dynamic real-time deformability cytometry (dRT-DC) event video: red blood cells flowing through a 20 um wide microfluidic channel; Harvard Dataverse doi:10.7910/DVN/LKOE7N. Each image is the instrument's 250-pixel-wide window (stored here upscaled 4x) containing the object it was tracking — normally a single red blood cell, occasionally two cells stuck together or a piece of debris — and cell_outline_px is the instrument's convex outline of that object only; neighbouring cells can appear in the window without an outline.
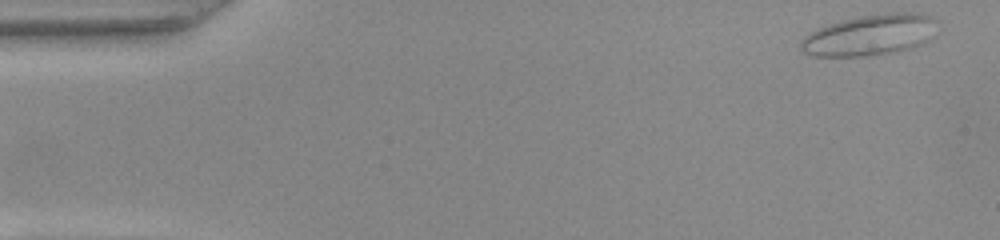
{"species": "common noctule bat (a hibernating species)", "species_latin": "Nyctalus noctula", "temperature_condition": "warm", "stored_images_in_passage": 50, "camera_frame_rate_fps": 3000, "um_per_image_px": 0.085, "animal": {"sex": "female", "body_mass_g": 22.0, "forearm_length_mm": 56.7}, "frame": {"image": 1, "passage_image": 1, "time_ms": 0.0, "image_size_px": [1000, 240], "cell_outline_px": [[940, 20], [932, 36], [928, 40], [912, 48], [900, 52], [864, 56], [812, 56], [804, 52], [800, 48], [800, 40], [804, 36], [820, 28], [844, 20], [860, 16], [896, 12], [920, 12]], "centroid_in_image_um": [74.02, 2.98], "position_along_channel_um": 11.0, "area_um2": 32.71}}
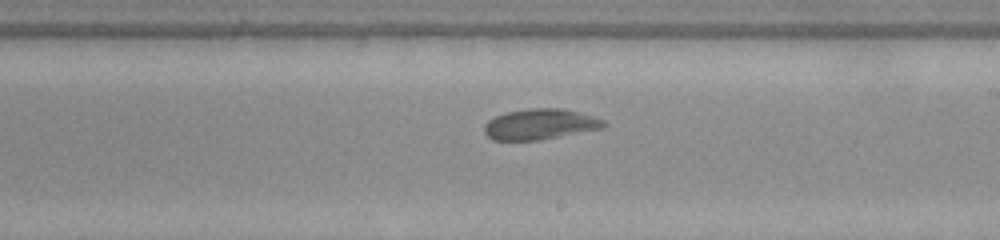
{"frame": {"image": 2, "passage_image": 28, "time_ms": 9.0, "image_size_px": [1000, 240], "cell_outline_px": [[608, 124], [604, 128], [540, 140], [492, 140], [484, 132], [484, 124], [488, 120], [496, 116], [508, 112], [528, 108], [560, 108], [580, 112], [604, 120]], "centroid_in_image_um": [45.92, 10.56], "position_along_channel_um": 243.1, "area_um2": 21.39}}
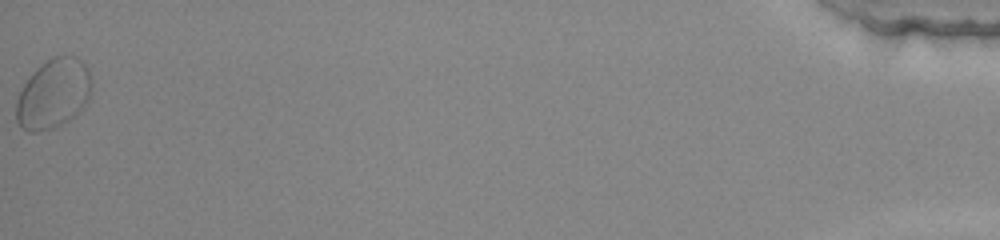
{"frame": {"image": 3, "passage_image": 50, "time_ms": 16.333, "image_size_px": [1000, 240], "cell_outline_px": [[92, 84], [88, 100], [84, 108], [80, 112], [68, 120], [60, 124], [36, 132], [28, 132], [16, 120], [16, 100], [24, 84], [32, 72], [36, 68], [52, 56], [76, 56], [88, 68]], "centroid_in_image_um": [4.55, 7.95], "position_along_channel_um": 430.7, "area_um2": 30.4}, "authors_computed_cell_mechanics": {"area_um2": 21.7039, "velocity_mm_per_s": 3.9571, "shape_relaxation_time_tau1_ms": 9.4388, "shape_relaxation_time_tau2_ms": 1.3979, "deformation_change_tau1": 0.2179, "deformation_change_tau2": 0.0615}}